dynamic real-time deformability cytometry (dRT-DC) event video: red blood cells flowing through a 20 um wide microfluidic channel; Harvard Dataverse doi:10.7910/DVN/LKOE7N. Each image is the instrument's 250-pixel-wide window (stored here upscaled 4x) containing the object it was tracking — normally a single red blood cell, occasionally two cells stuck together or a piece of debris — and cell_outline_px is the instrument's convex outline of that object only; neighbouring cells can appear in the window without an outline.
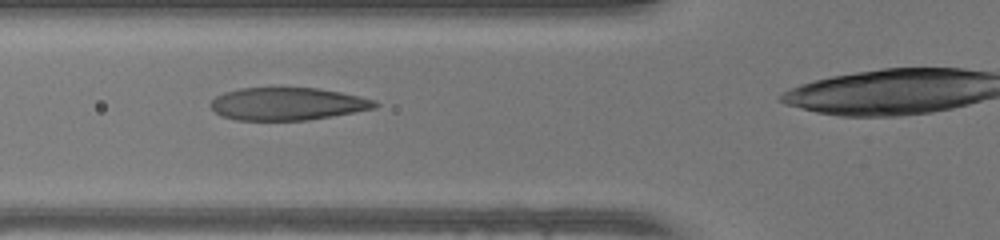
{"species": "human", "species_latin": "Homo sapiens", "temperature_condition": "warm", "stored_images_in_passage": 33, "camera_frame_rate_fps": 3000, "um_per_image_px": 0.085, "donor": {"sex": "female"}, "frame": {"image": 1, "passage_image": 11, "time_ms": 3.333, "image_size_px": [1000, 240], "cell_outline_px": [[380, 104], [376, 108], [332, 116], [308, 120], [236, 120], [220, 116], [208, 104], [216, 96], [224, 92], [240, 88], [316, 88], [340, 92], [360, 96], [376, 100]], "centroid_in_image_um": [24.43, 8.83], "position_along_channel_um": 101.4, "area_um2": 31.33}}
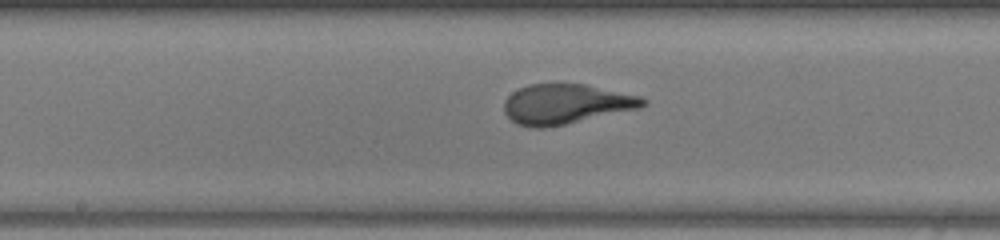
{"frame": {"image": 2, "passage_image": 18, "time_ms": 5.667, "image_size_px": [1000, 240], "cell_outline_px": [[648, 104], [640, 108], [564, 124], [544, 128], [532, 128], [516, 124], [504, 112], [504, 100], [512, 92], [528, 84], [584, 84], [640, 96], [648, 100]], "centroid_in_image_um": [48.09, 8.84], "position_along_channel_um": 200.1, "area_um2": 32.14}}
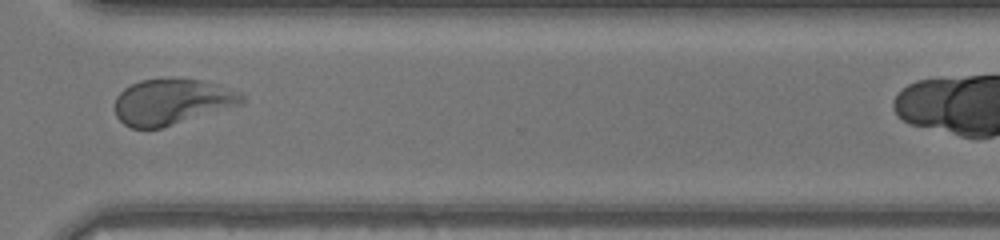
{"frame": {"image": 3, "passage_image": 29, "time_ms": 9.333, "image_size_px": [1000, 240], "cell_outline_px": [[244, 104], [160, 128], [132, 128], [124, 124], [116, 116], [116, 96], [124, 88], [140, 80], [168, 76], [172, 76], [200, 80], [216, 84], [240, 92], [244, 96]], "centroid_in_image_um": [14.62, 8.62], "position_along_channel_um": 356.0, "area_um2": 34.28}}